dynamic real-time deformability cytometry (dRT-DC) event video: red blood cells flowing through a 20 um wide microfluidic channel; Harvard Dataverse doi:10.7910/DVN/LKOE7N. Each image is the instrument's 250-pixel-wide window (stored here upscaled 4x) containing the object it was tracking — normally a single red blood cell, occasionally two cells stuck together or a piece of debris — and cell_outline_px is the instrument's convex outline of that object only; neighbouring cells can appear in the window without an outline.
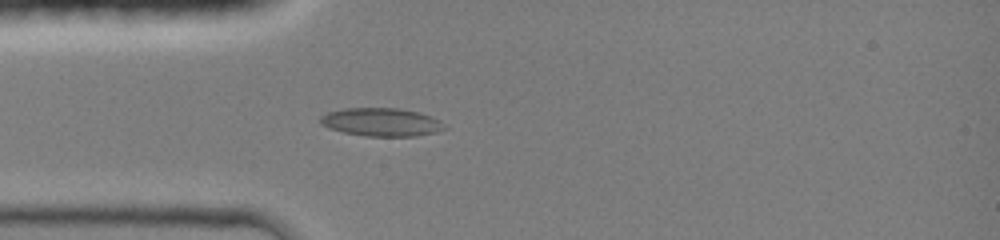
{"species": "common noctule bat (a hibernating species)", "species_latin": "Nyctalus noctula", "temperature_condition": "room temperature", "stored_images_in_passage": 33, "camera_frame_rate_fps": 3000, "um_per_image_px": 0.085, "animal": {"sex": "female", "body_mass_g": 19.0, "forearm_length_mm": 51.5}, "frame": {"image": 1, "passage_image": 1, "time_ms": 0.0, "image_size_px": [1000, 240], "cell_outline_px": [[448, 128], [436, 132], [416, 136], [364, 136], [344, 132], [328, 128], [320, 124], [320, 116], [328, 112], [344, 108], [400, 108], [416, 112], [440, 120]], "centroid_in_image_um": [32.4, 10.38], "position_along_channel_um": 52.6, "area_um2": 20.4}}
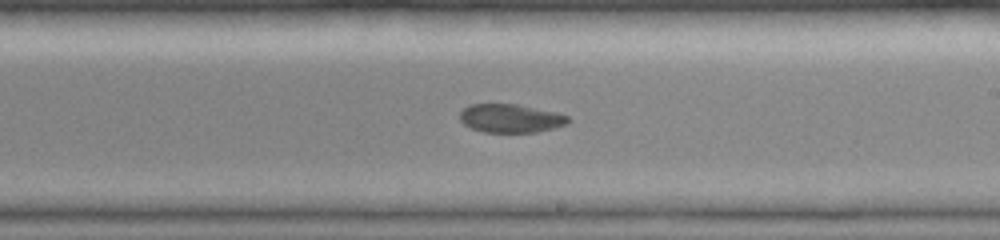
{"frame": {"image": 2, "passage_image": 15, "time_ms": 4.667, "image_size_px": [1000, 240], "cell_outline_px": [[572, 120], [568, 124], [536, 132], [484, 132], [472, 128], [464, 124], [460, 120], [460, 112], [468, 104], [516, 104], [556, 112], [568, 116]], "centroid_in_image_um": [43.41, 10.05], "position_along_channel_um": 245.6, "area_um2": 17.98}}
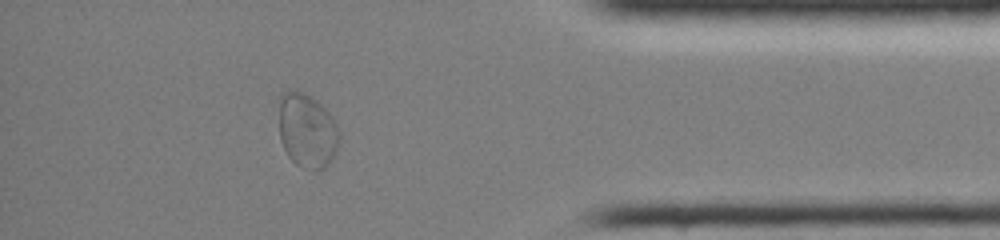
{"frame": {"image": 3, "passage_image": 28, "time_ms": 9.0, "image_size_px": [1000, 240], "cell_outline_px": [[340, 144], [336, 152], [328, 164], [324, 168], [316, 172], [304, 168], [296, 164], [288, 156], [280, 140], [276, 96], [280, 92], [292, 88], [304, 92], [316, 100], [332, 116], [340, 128]], "centroid_in_image_um": [26.07, 11.05], "position_along_channel_um": 409.1, "area_um2": 27.4}, "authors_computed_cell_mechanics": {"area_um2": 19.5364, "velocity_mm_per_s": 4.2217, "shape_relaxation_time_tau1_ms": null, "shape_relaxation_time_tau2_ms": 2.2363, "deformation_change_tau1": null, "deformation_change_tau2": 0.0521}}